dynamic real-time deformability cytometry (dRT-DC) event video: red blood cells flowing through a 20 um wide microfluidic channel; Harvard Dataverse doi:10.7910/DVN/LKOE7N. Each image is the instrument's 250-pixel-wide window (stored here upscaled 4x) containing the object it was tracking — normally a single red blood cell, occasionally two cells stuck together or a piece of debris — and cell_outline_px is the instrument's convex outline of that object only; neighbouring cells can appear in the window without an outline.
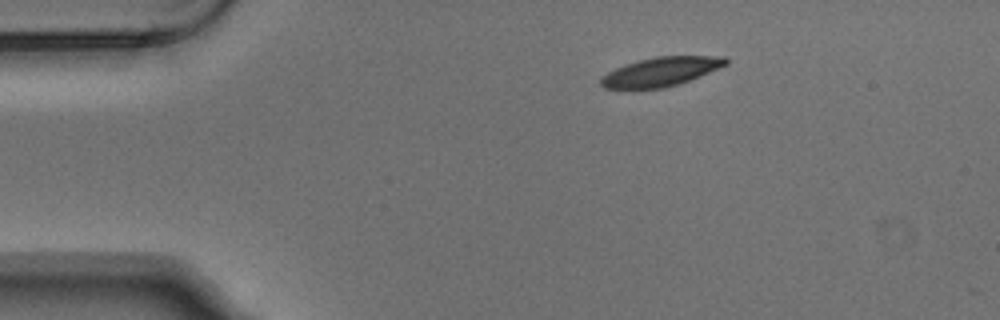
{"species": "Egyptian fruit bat (a non-hibernating species)", "species_latin": "Rousettus aegyptiacus", "temperature_condition": "warm", "stored_images_in_passage": 3, "camera_frame_rate_fps": 3000, "um_per_image_px": 0.085, "animal": {"sex": "male"}, "frame": {"image": 1, "passage_image": 1, "time_ms": 0.0, "image_size_px": [1000, 320], "cell_outline_px": [[728, 64], [688, 80], [664, 88], [604, 88], [600, 84], [600, 80], [608, 72], [624, 64], [656, 56], [724, 56], [728, 60]], "centroid_in_image_um": [56.17, 6.08], "position_along_channel_um": 28.8, "area_um2": 20.69}}